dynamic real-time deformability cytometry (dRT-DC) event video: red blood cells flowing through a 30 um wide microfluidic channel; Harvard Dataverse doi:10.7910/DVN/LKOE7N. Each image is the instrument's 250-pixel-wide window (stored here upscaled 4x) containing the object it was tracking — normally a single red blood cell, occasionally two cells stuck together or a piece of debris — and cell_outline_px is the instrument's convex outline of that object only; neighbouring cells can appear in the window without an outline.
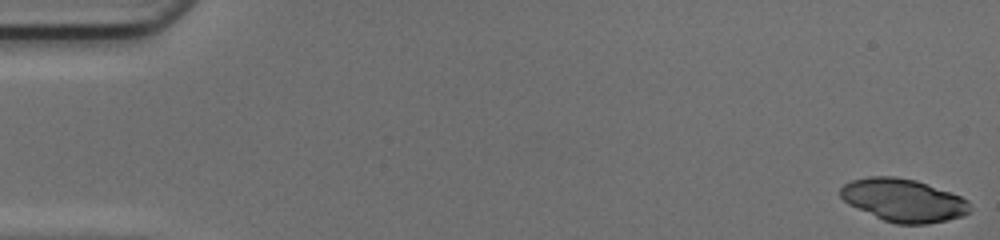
{"species": "common noctule bat (a hibernating species)", "species_latin": "Nyctalus noctula", "temperature_condition": "cold", "stored_images_in_passage": 49, "camera_frame_rate_fps": 3000, "um_per_image_px": 0.085, "animal": {"sex": "female", "body_mass_g": 17.0, "forearm_length_mm": 48.0}, "frame": {"image": 1, "passage_image": 1, "time_ms": 0.0, "image_size_px": [1000, 240], "cell_outline_px": [[972, 208], [964, 216], [948, 220], [928, 224], [896, 224], [884, 220], [848, 204], [840, 196], [840, 188], [844, 184], [852, 180], [868, 176], [896, 176], [916, 180], [928, 184], [960, 196], [968, 200]], "centroid_in_image_um": [76.81, 17.02], "position_along_channel_um": 8.2, "area_um2": 32.43}}